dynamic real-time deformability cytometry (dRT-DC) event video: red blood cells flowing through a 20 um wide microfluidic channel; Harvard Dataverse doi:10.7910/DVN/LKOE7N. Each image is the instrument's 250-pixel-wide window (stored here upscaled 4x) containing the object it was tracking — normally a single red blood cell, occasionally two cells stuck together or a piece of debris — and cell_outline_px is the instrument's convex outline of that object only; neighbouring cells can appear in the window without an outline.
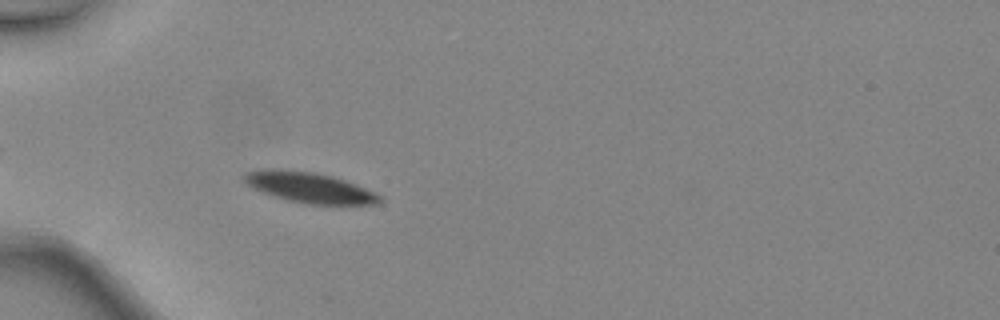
{"species": "common noctule bat (a hibernating species)", "species_latin": "Nyctalus noctula", "temperature_condition": "warm", "stored_images_in_passage": 36, "camera_frame_rate_fps": 3000, "um_per_image_px": 0.085, "animal": {"sex": "female", "body_mass_g": 24.6, "forearm_length_mm": 56.2}, "frame": {"image": 1, "passage_image": 4, "time_ms": 1.0, "image_size_px": [1000, 320], "cell_outline_px": [[384, 200], [380, 204], [304, 204], [288, 200], [252, 188], [240, 176], [244, 172], [264, 168], [280, 168], [316, 172], [332, 176], [356, 184], [376, 192], [384, 196]], "centroid_in_image_um": [26.32, 15.92], "position_along_channel_um": 58.7, "area_um2": 24.51}}
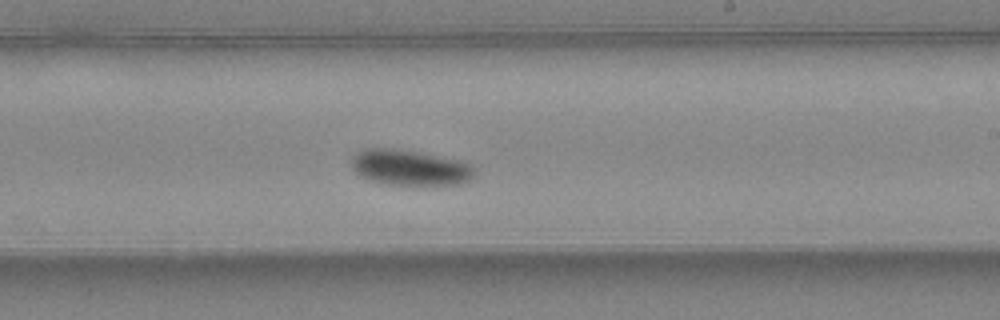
{"frame": {"image": 2, "passage_image": 18, "time_ms": 5.667, "image_size_px": [1000, 320], "cell_outline_px": [[476, 176], [472, 180], [460, 184], [424, 188], [384, 184], [368, 180], [360, 176], [352, 168], [352, 156], [356, 152], [364, 148], [396, 148], [420, 152], [464, 160], [472, 164], [476, 168]], "centroid_in_image_um": [34.94, 14.29], "position_along_channel_um": 254.1, "area_um2": 27.22}}
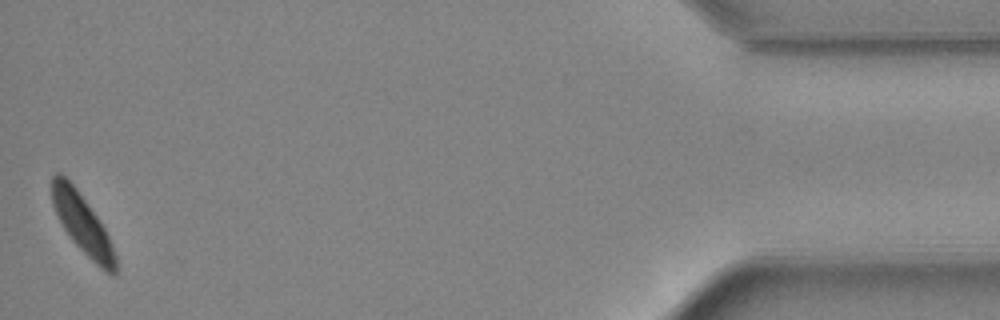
{"frame": {"image": 3, "passage_image": 35, "time_ms": 11.333, "image_size_px": [1000, 320], "cell_outline_px": [[116, 276], [112, 276], [100, 268], [72, 240], [64, 228], [52, 204], [52, 176], [56, 172], [60, 172], [76, 188], [96, 216], [104, 228], [112, 244], [116, 256]], "centroid_in_image_um": [7.02, 19.05], "position_along_channel_um": 428.2, "area_um2": 21.5}, "authors_computed_cell_mechanics": {"area_um2": 24.7095, "velocity_mm_per_s": 4.4587, "shape_relaxation_time_tau1_ms": 2.1214, "shape_relaxation_time_tau2_ms": null, "deformation_change_tau1": 0.1051, "deformation_change_tau2": null}}